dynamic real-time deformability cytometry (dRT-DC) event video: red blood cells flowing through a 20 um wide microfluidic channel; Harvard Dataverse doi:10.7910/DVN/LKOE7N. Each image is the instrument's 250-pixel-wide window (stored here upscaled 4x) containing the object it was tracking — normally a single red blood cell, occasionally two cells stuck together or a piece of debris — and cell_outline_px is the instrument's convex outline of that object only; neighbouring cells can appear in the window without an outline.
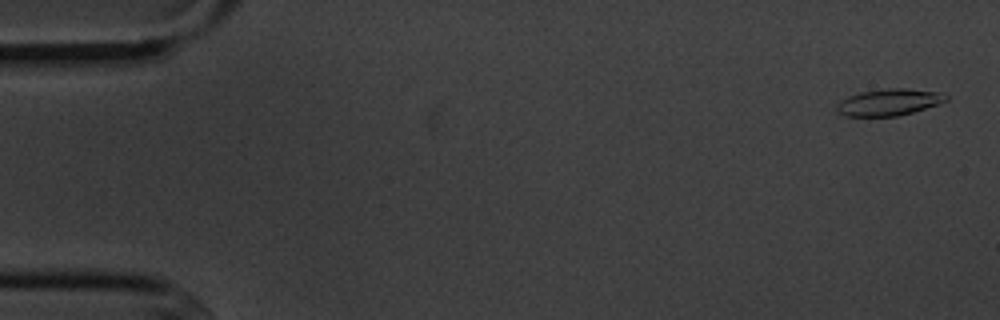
{"species": "common noctule bat (a hibernating species)", "species_latin": "Nyctalus noctula", "temperature_condition": "cold", "stored_images_in_passage": 5, "camera_frame_rate_fps": 3000, "um_per_image_px": 0.085, "animal": {"sex": "male", "body_mass_g": 20.1, "forearm_length_mm": 53.5}, "frame": {"image": 1, "passage_image": 1, "time_ms": 0.0, "image_size_px": [1000, 320], "cell_outline_px": [[948, 100], [940, 104], [912, 112], [896, 116], [844, 116], [836, 112], [836, 104], [848, 96], [860, 92], [888, 88], [904, 88], [940, 92], [948, 96]], "centroid_in_image_um": [75.55, 8.69], "position_along_channel_um": 9.4, "area_um2": 17.05}}
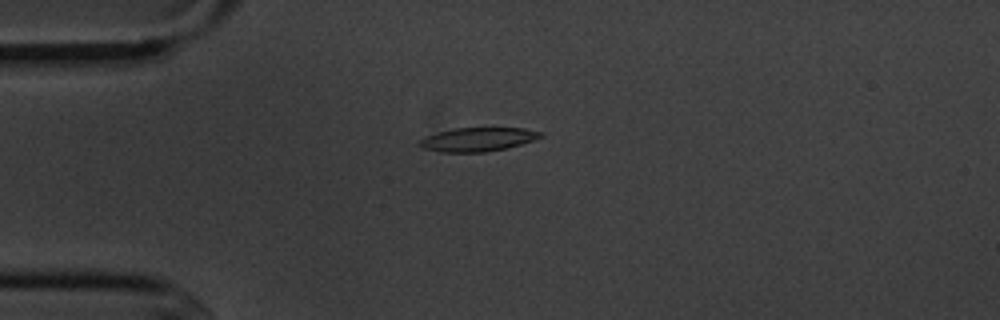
{"frame": {"image": 2, "passage_image": 4, "time_ms": 4.0, "image_size_px": [1000, 320], "cell_outline_px": [[544, 136], [520, 144], [504, 148], [484, 152], [440, 152], [424, 148], [416, 144], [420, 140], [428, 136], [440, 132], [456, 128], [524, 128], [544, 132]], "centroid_in_image_um": [40.63, 11.85], "position_along_channel_um": 44.4, "area_um2": 16.53}}